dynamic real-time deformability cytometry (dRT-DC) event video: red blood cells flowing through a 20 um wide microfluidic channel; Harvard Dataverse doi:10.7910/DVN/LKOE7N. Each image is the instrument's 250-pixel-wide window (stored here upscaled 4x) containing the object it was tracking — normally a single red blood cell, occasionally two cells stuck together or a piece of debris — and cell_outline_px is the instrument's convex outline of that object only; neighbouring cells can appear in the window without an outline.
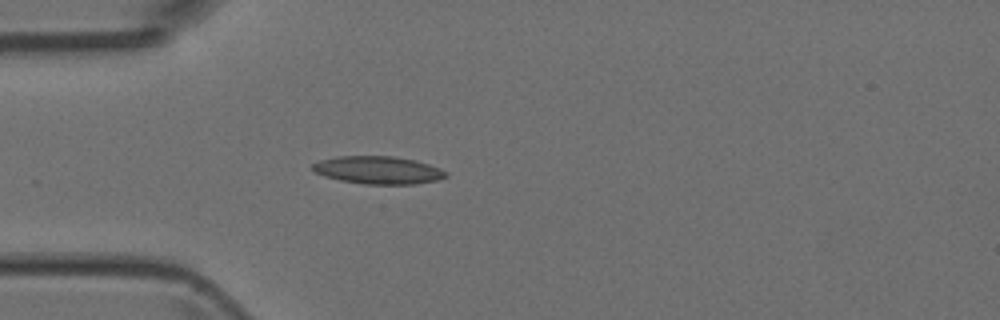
{"species": "Egyptian fruit bat (a non-hibernating species)", "species_latin": "Rousettus aegyptiacus", "temperature_condition": "room temperature", "stored_images_in_passage": 4, "camera_frame_rate_fps": 3000, "um_per_image_px": 0.085, "animal": {"sex": "female"}, "frame": {"image": 1, "passage_image": 4, "time_ms": 3.333, "image_size_px": [1000, 320], "cell_outline_px": [[448, 176], [436, 180], [412, 184], [364, 184], [340, 180], [324, 176], [316, 172], [312, 168], [312, 164], [320, 160], [336, 156], [392, 156], [412, 160], [428, 164], [440, 168], [448, 172]], "centroid_in_image_um": [32.13, 14.46], "position_along_channel_um": 52.9, "area_um2": 21.39}}